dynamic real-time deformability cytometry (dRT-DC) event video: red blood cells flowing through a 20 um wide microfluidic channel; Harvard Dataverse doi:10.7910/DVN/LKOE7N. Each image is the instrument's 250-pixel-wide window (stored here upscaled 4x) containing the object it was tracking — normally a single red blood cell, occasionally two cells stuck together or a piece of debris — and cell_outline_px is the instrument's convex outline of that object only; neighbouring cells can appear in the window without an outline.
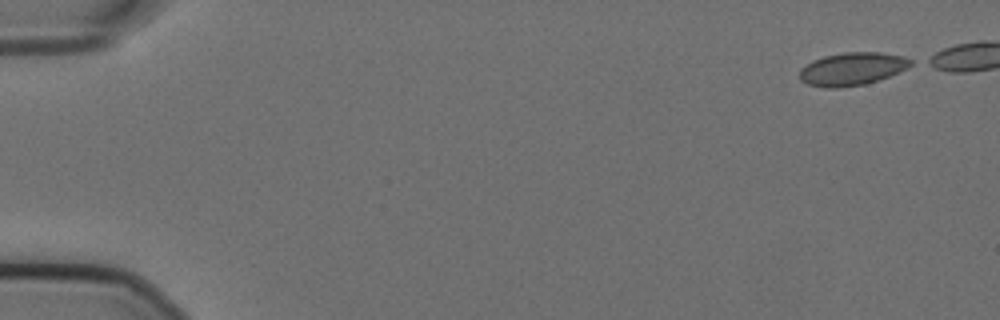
{"species": "Egyptian fruit bat (a non-hibernating species)", "species_latin": "Rousettus aegyptiacus", "temperature_condition": "cold", "stored_images_in_passage": 45, "camera_frame_rate_fps": 3000, "um_per_image_px": 0.085, "animal": {"sex": "female"}, "frame": {"image": 1, "passage_image": 1, "time_ms": 0.0, "image_size_px": [1000, 320], "cell_outline_px": [[916, 64], [908, 68], [888, 76], [864, 84], [840, 88], [824, 88], [808, 84], [800, 80], [800, 68], [812, 60], [824, 56], [844, 52], [880, 52], [904, 56], [912, 60]], "centroid_in_image_um": [72.44, 5.85], "position_along_channel_um": 12.6, "area_um2": 21.44}}
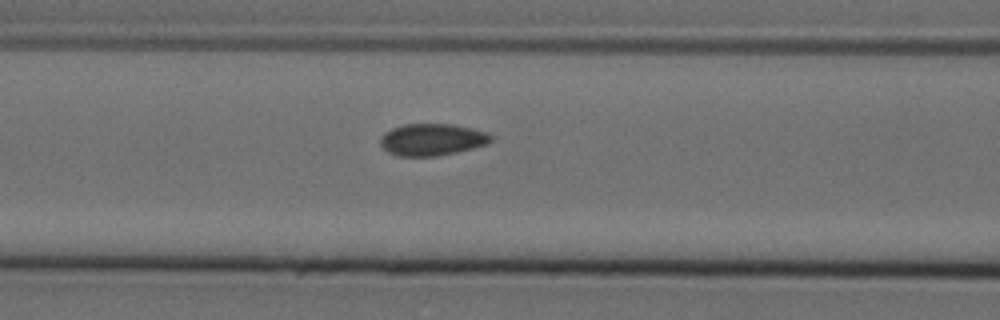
{"frame": {"image": 2, "passage_image": 22, "time_ms": 7.0, "image_size_px": [1000, 320], "cell_outline_px": [[492, 140], [488, 144], [456, 152], [436, 156], [396, 156], [388, 152], [380, 144], [380, 136], [384, 132], [392, 128], [404, 124], [452, 124], [472, 128], [488, 132], [492, 136]], "centroid_in_image_um": [36.72, 11.86], "position_along_channel_um": 129.9, "area_um2": 20.69}}
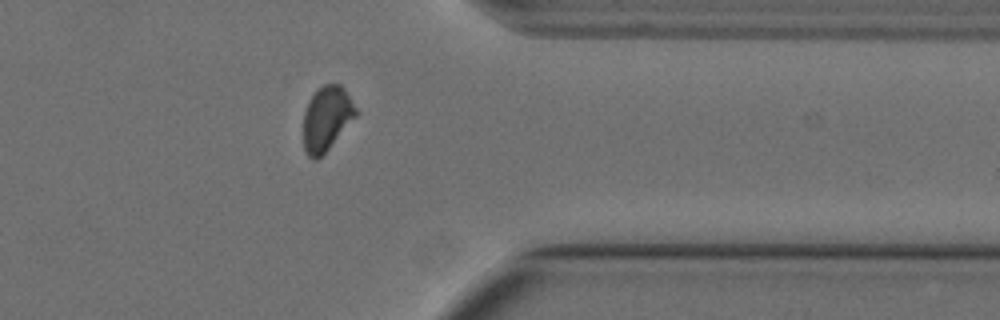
{"frame": {"image": 3, "passage_image": 44, "time_ms": 14.333, "image_size_px": [1000, 320], "cell_outline_px": [[360, 112], [328, 148], [316, 160], [312, 160], [308, 156], [304, 148], [304, 112], [308, 100], [316, 88], [324, 84], [340, 84], [344, 88]], "centroid_in_image_um": [27.77, 10.03], "position_along_channel_um": 383.6, "area_um2": 19.77}}